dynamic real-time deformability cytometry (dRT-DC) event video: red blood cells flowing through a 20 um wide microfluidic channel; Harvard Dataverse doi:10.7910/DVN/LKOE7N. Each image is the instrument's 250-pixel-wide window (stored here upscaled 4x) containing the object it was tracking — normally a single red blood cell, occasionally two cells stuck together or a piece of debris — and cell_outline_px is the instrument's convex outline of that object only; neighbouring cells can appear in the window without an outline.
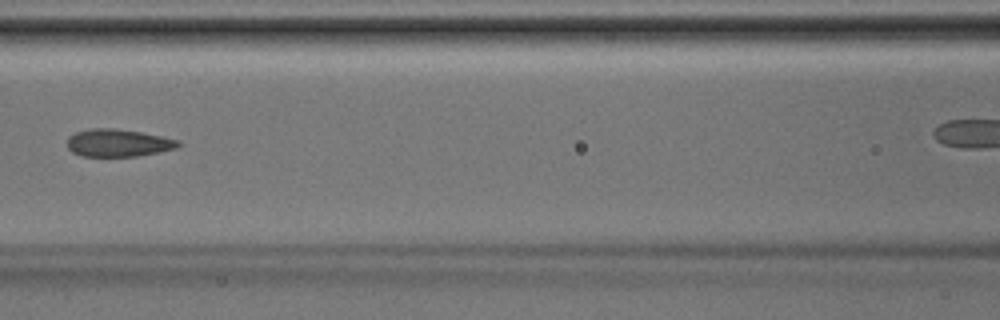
{"species": "Egyptian fruit bat (a non-hibernating species)", "species_latin": "Rousettus aegyptiacus", "temperature_condition": "room temperature", "stored_images_in_passage": 31, "camera_frame_rate_fps": 3000, "um_per_image_px": 0.085, "animal": {"sex": "male"}, "frame": {"image": 1, "passage_image": 14, "time_ms": 4.333, "image_size_px": [1000, 320], "cell_outline_px": [[180, 144], [176, 148], [136, 156], [80, 156], [72, 152], [68, 148], [68, 136], [76, 132], [92, 128], [112, 128], [140, 132], [180, 140]], "centroid_in_image_um": [10.01, 12.14], "position_along_channel_um": 156.6, "area_um2": 17.63}}